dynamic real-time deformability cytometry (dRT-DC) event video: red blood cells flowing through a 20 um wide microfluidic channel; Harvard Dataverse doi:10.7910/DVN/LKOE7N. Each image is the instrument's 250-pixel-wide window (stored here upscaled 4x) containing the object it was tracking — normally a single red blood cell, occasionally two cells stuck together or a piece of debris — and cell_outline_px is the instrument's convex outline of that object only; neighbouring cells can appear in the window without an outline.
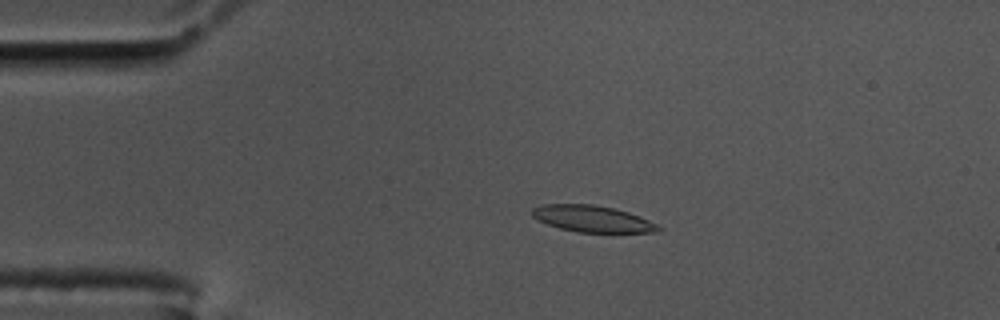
{"species": "common noctule bat (a hibernating species)", "species_latin": "Nyctalus noctula", "temperature_condition": "cold", "stored_images_in_passage": 52, "camera_frame_rate_fps": 3000, "um_per_image_px": 0.085, "animal": {"sex": "male", "body_mass_g": 17.5, "forearm_length_mm": 52.3}, "frame": {"image": 1, "passage_image": 6, "time_ms": 1.667, "image_size_px": [1000, 320], "cell_outline_px": [[664, 228], [660, 232], [576, 232], [560, 228], [548, 224], [532, 216], [532, 208], [544, 204], [596, 204], [628, 212], [640, 216]], "centroid_in_image_um": [50.38, 18.6], "position_along_channel_um": 34.6, "area_um2": 19.42}}
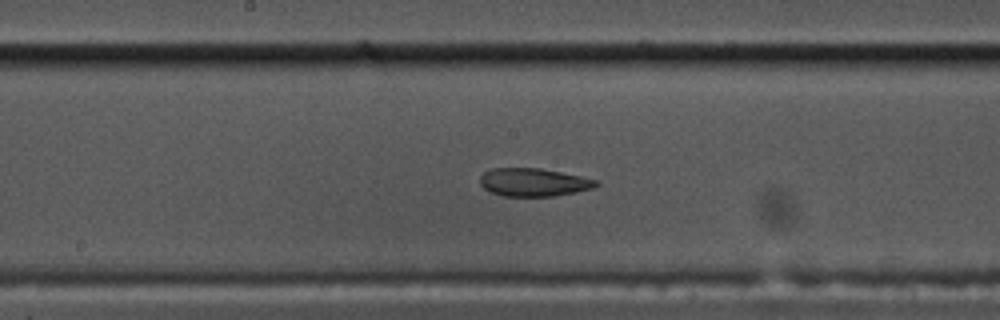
{"frame": {"image": 2, "passage_image": 24, "time_ms": 7.667, "image_size_px": [1000, 320], "cell_outline_px": [[600, 184], [592, 188], [576, 192], [556, 196], [504, 196], [492, 192], [484, 188], [480, 184], [480, 176], [484, 172], [492, 168], [540, 168], [600, 180]], "centroid_in_image_um": [45.38, 15.49], "position_along_channel_um": 202.8, "area_um2": 19.02}}
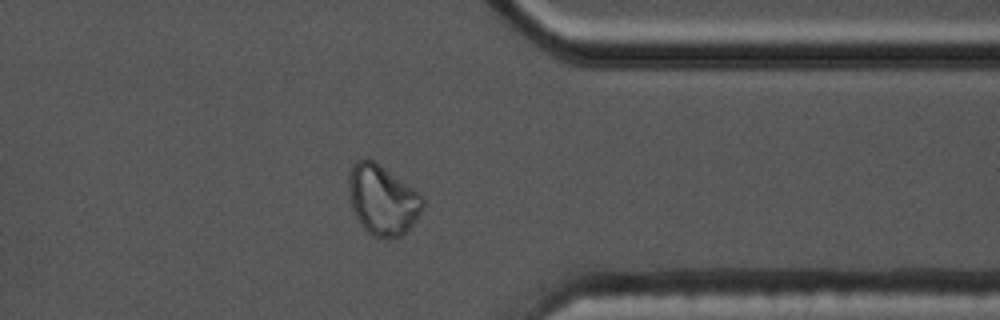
{"frame": {"image": 3, "passage_image": 40, "time_ms": 13.0, "image_size_px": [1000, 320], "cell_outline_px": [[424, 208], [416, 220], [400, 236], [372, 236], [360, 224], [352, 208], [348, 188], [348, 180], [352, 168], [356, 160], [372, 160], [420, 192], [424, 196]], "centroid_in_image_um": [32.53, 16.99], "position_along_channel_um": 378.9, "area_um2": 29.71}, "authors_computed_cell_mechanics": {"area_um2": 20.4034, "velocity_mm_per_s": 3.44, "shape_relaxation_time_tau1_ms": null, "shape_relaxation_time_tau2_ms": 2.0605, "deformation_change_tau1": null, "deformation_change_tau2": 0.0783}}